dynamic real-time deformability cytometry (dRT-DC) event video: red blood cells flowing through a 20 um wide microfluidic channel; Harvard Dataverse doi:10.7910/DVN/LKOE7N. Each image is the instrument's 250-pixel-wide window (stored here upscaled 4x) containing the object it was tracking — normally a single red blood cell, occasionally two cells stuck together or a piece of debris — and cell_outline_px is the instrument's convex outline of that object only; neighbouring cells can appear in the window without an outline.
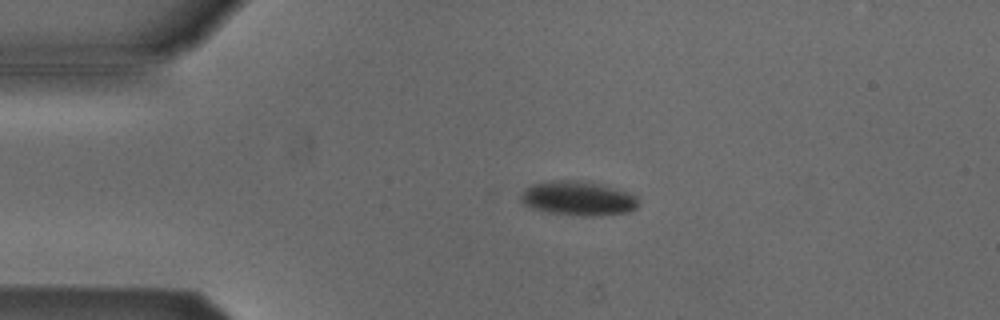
{"species": "Egyptian fruit bat (a non-hibernating species)", "species_latin": "Rousettus aegyptiacus", "temperature_condition": "cold", "stored_images_in_passage": 4, "camera_frame_rate_fps": 3000, "um_per_image_px": 0.085, "animal": {"sex": "male"}, "frame": {"image": 1, "passage_image": 3, "time_ms": 2.333, "image_size_px": [1000, 320], "cell_outline_px": [[640, 204], [636, 208], [628, 212], [592, 216], [584, 216], [548, 212], [532, 208], [524, 204], [520, 200], [520, 196], [524, 188], [532, 184], [552, 180], [584, 180], [600, 184], [636, 196]], "centroid_in_image_um": [49.1, 16.85], "position_along_channel_um": 35.9, "area_um2": 23.47}}